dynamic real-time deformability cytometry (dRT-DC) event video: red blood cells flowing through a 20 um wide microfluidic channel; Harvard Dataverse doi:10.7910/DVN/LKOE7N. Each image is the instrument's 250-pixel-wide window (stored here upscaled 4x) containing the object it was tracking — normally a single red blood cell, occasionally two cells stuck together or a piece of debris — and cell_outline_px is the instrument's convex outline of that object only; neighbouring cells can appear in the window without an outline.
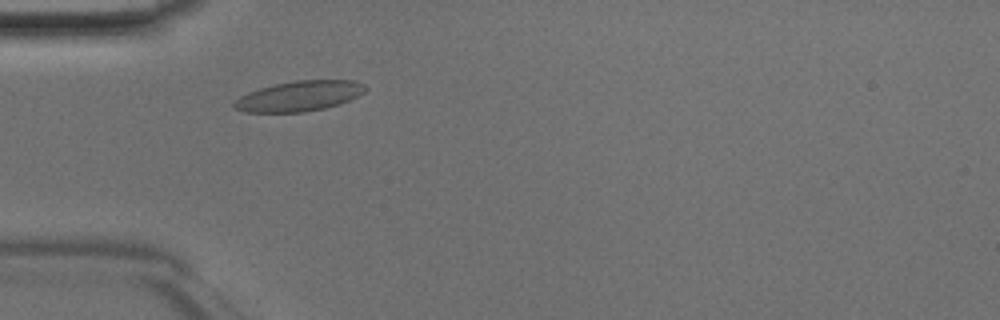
{"species": "Egyptian fruit bat (a non-hibernating species)", "species_latin": "Rousettus aegyptiacus", "temperature_condition": "room temperature", "stored_images_in_passage": 40, "camera_frame_rate_fps": 3000, "um_per_image_px": 0.085, "animal": {"sex": "male"}, "frame": {"image": 1, "passage_image": 8, "time_ms": 2.333, "image_size_px": [1000, 320], "cell_outline_px": [[368, 88], [364, 92], [340, 104], [324, 108], [304, 112], [244, 112], [236, 108], [232, 104], [240, 96], [248, 92], [272, 84], [296, 80], [356, 80], [364, 84]], "centroid_in_image_um": [25.44, 8.15], "position_along_channel_um": 59.6, "area_um2": 23.12}}
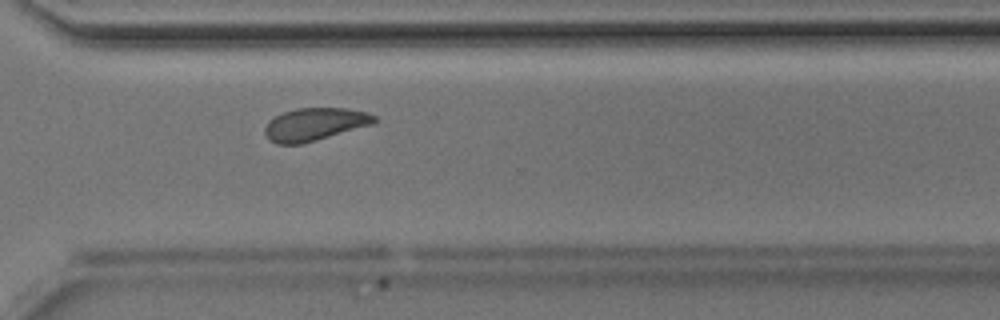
{"frame": {"image": 2, "passage_image": 28, "time_ms": 9.0, "image_size_px": [1000, 320], "cell_outline_px": [[376, 120], [372, 124], [316, 140], [300, 144], [276, 144], [268, 140], [264, 132], [264, 128], [268, 120], [284, 112], [296, 108], [348, 108], [368, 112], [376, 116]], "centroid_in_image_um": [26.72, 10.56], "position_along_channel_um": 343.9, "area_um2": 20.87}}
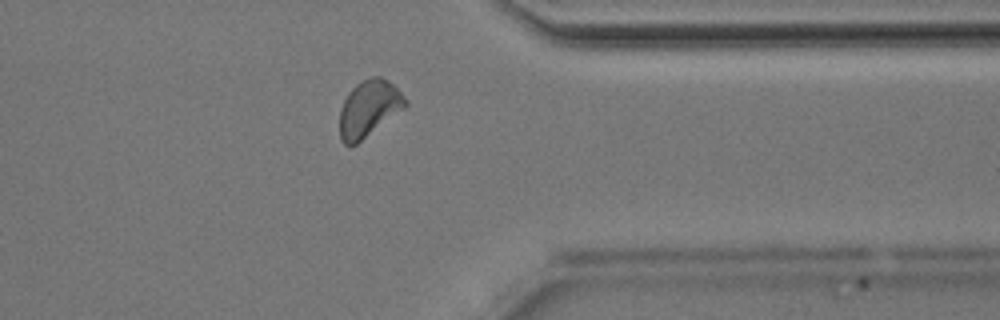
{"frame": {"image": 3, "passage_image": 31, "time_ms": 10.0, "image_size_px": [1000, 320], "cell_outline_px": [[408, 104], [404, 108], [356, 144], [344, 144], [340, 140], [340, 108], [348, 92], [356, 84], [368, 76], [380, 76], [388, 80], [408, 100]], "centroid_in_image_um": [31.34, 9.19], "position_along_channel_um": 380.1, "area_um2": 21.44}}